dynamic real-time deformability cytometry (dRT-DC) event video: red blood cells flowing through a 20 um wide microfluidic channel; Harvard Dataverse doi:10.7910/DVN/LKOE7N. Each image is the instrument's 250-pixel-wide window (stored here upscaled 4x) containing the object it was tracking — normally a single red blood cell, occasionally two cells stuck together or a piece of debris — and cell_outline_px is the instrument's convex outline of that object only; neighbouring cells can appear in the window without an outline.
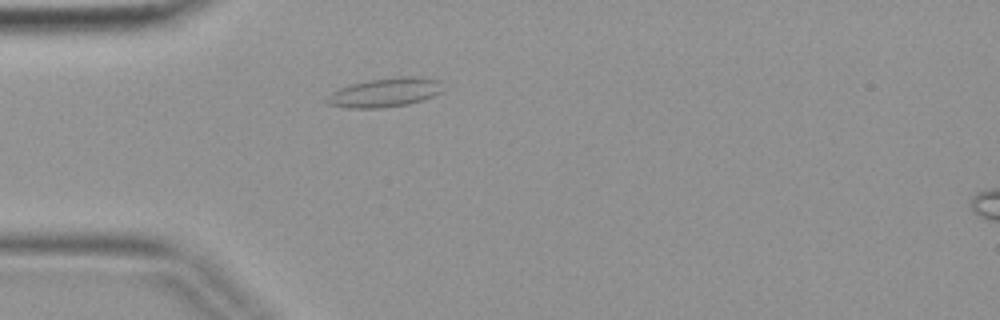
{"species": "common noctule bat (a hibernating species)", "species_latin": "Nyctalus noctula", "temperature_condition": "warm", "stored_images_in_passage": 2, "camera_frame_rate_fps": 3000, "um_per_image_px": 0.085, "animal": {"sex": "female", "body_mass_g": 19.9}, "frame": {"image": 1, "passage_image": 2, "time_ms": 0.333, "image_size_px": [1000, 320], "cell_outline_px": [[444, 92], [424, 100], [408, 104], [380, 108], [344, 108], [328, 104], [324, 100], [332, 92], [340, 88], [352, 84], [368, 80], [400, 76], [420, 76], [440, 80]], "centroid_in_image_um": [32.77, 7.86], "position_along_channel_um": 52.2, "area_um2": 19.94}}